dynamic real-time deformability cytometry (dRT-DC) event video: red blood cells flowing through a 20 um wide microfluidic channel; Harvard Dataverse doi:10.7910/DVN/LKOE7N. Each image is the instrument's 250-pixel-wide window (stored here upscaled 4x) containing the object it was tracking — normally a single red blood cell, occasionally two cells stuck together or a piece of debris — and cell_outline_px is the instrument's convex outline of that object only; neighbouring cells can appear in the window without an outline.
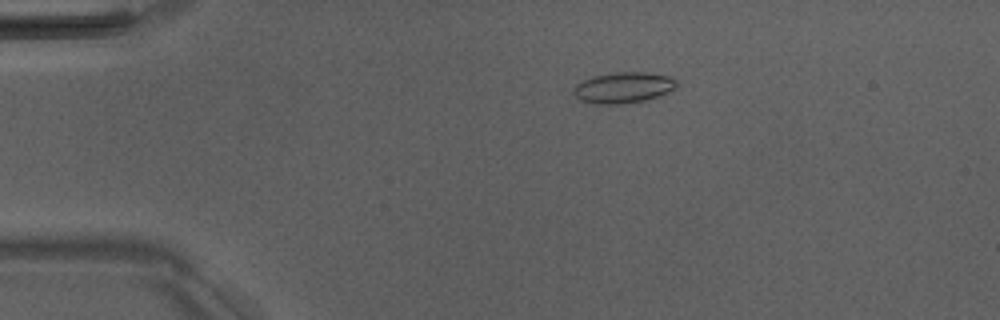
{"species": "Egyptian fruit bat (a non-hibernating species)", "species_latin": "Rousettus aegyptiacus", "temperature_condition": "room temperature", "stored_images_in_passage": 42, "camera_frame_rate_fps": 3000, "um_per_image_px": 0.085, "animal": {"sex": "male"}, "frame": {"image": 1, "passage_image": 1, "time_ms": 0.0, "image_size_px": [1000, 320], "cell_outline_px": [[680, 88], [644, 100], [624, 104], [596, 104], [580, 100], [572, 92], [572, 88], [580, 80], [592, 76], [616, 72], [648, 72], [672, 76], [676, 80]], "centroid_in_image_um": [53.0, 7.43], "position_along_channel_um": 32.0, "area_um2": 18.96}}
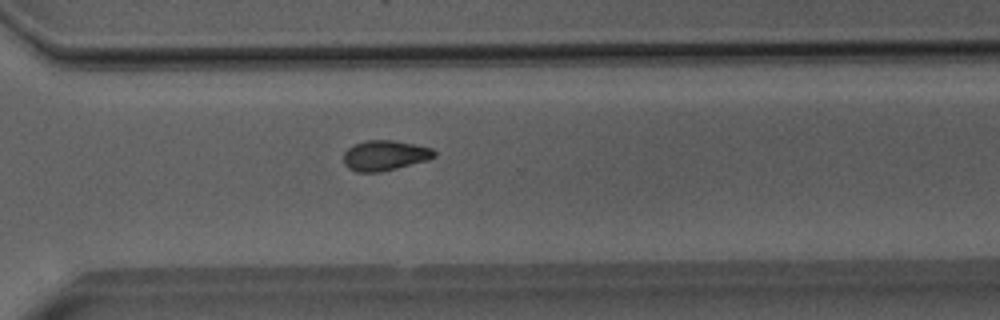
{"frame": {"image": 2, "passage_image": 28, "time_ms": 9.0, "image_size_px": [1000, 320], "cell_outline_px": [[436, 156], [428, 160], [380, 172], [356, 172], [348, 168], [344, 164], [344, 152], [348, 148], [356, 144], [368, 140], [392, 140], [432, 148], [436, 152]], "centroid_in_image_um": [32.71, 13.22], "position_along_channel_um": 337.9, "area_um2": 15.84}}
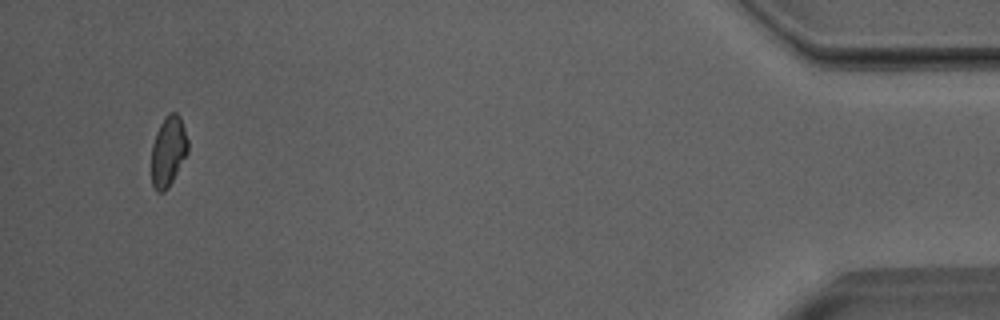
{"frame": {"image": 3, "passage_image": 40, "time_ms": 13.0, "image_size_px": [1000, 320], "cell_outline_px": [[188, 152], [168, 188], [164, 192], [156, 192], [152, 184], [152, 144], [156, 132], [164, 116], [168, 112], [176, 112], [180, 116], [188, 140]], "centroid_in_image_um": [14.3, 12.83], "position_along_channel_um": 420.9, "area_um2": 14.97}, "authors_computed_cell_mechanics": {"area_um2": 15.8083, "velocity_mm_per_s": 4.0029, "shape_relaxation_time_tau1_ms": 7.8762, "shape_relaxation_time_tau2_ms": 4.0556, "deformation_change_tau1": 0.1223, "deformation_change_tau2": 0.0972}}